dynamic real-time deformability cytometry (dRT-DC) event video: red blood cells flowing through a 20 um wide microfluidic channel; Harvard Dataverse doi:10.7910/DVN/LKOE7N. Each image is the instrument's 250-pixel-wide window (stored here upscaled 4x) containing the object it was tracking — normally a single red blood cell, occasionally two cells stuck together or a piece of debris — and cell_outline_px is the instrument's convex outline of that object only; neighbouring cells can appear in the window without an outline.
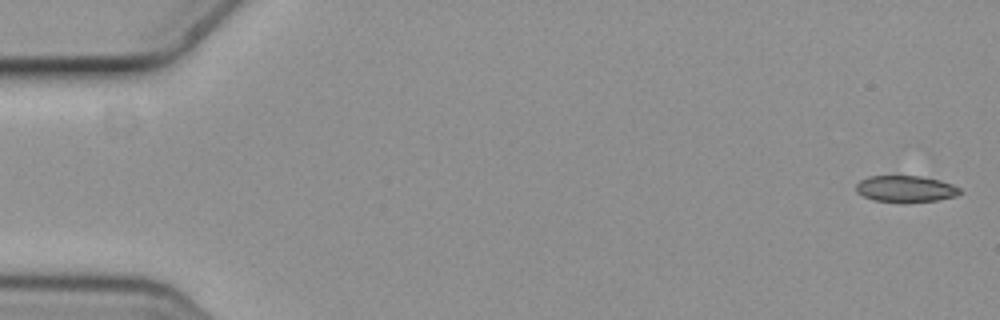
{"species": "common noctule bat (a hibernating species)", "species_latin": "Nyctalus noctula", "temperature_condition": "cold", "stored_images_in_passage": 6, "camera_frame_rate_fps": 3000, "um_per_image_px": 0.085, "animal": {"sex": "female", "body_mass_g": 19.3, "forearm_length_mm": 54.1}, "frame": {"image": 1, "passage_image": 1, "time_ms": 0.0, "image_size_px": [1000, 320], "cell_outline_px": [[964, 192], [956, 196], [936, 200], [876, 200], [864, 196], [856, 192], [856, 184], [860, 180], [868, 176], [896, 172], [920, 176], [940, 180], [952, 184], [960, 188]], "centroid_in_image_um": [76.96, 15.96], "position_along_channel_um": 8.0, "area_um2": 16.24}}
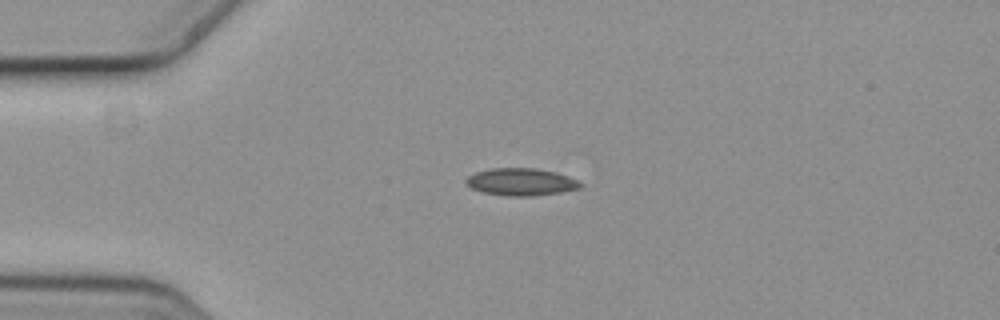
{"frame": {"image": 2, "passage_image": 4, "time_ms": 1.0, "image_size_px": [1000, 320], "cell_outline_px": [[584, 184], [580, 188], [560, 192], [532, 196], [508, 196], [484, 192], [472, 188], [464, 180], [468, 176], [476, 172], [492, 168], [536, 168], [556, 172], [576, 180]], "centroid_in_image_um": [44.29, 15.46], "position_along_channel_um": 40.7, "area_um2": 18.03}}
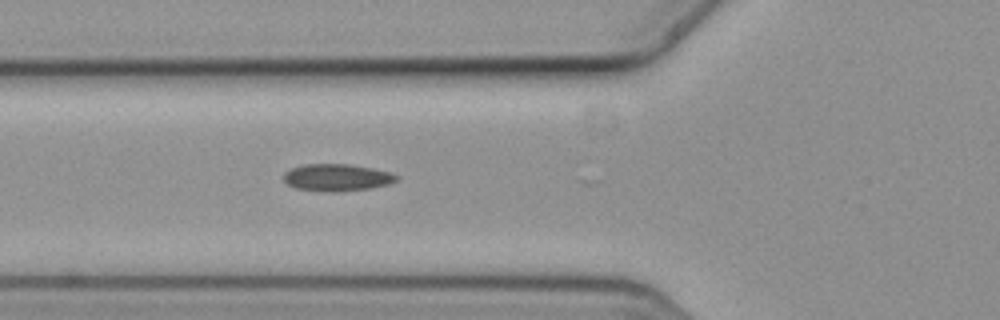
{"frame": {"image": 3, "passage_image": 6, "time_ms": 1.667, "image_size_px": [1000, 320], "cell_outline_px": [[400, 176], [396, 180], [388, 184], [372, 188], [336, 192], [328, 192], [296, 188], [288, 184], [284, 180], [284, 172], [292, 168], [304, 164], [348, 164], [372, 168], [392, 172]], "centroid_in_image_um": [28.66, 15.09], "position_along_channel_um": 97.1, "area_um2": 17.86}}